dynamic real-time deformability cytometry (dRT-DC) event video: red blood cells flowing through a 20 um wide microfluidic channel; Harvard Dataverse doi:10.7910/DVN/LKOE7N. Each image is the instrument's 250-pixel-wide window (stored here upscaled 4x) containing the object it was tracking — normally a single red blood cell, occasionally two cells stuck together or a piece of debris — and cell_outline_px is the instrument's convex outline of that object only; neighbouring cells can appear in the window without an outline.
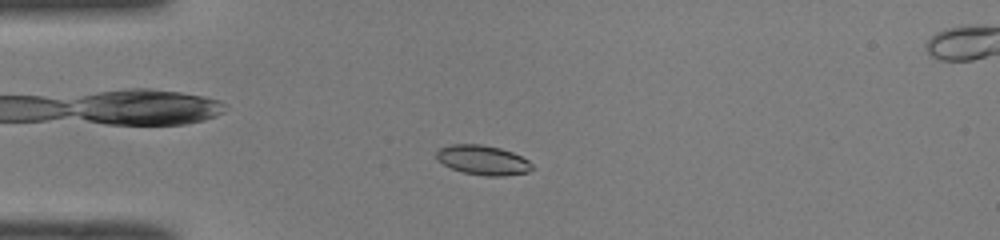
{"species": "common noctule bat (a hibernating species)", "species_latin": "Nyctalus noctula", "temperature_condition": "room temperature", "stored_images_in_passage": 47, "camera_frame_rate_fps": 3000, "um_per_image_px": 0.085, "animal": {"sex": "male", "body_mass_g": 19.0, "forearm_length_mm": 50.8}, "frame": {"image": 1, "passage_image": 10, "time_ms": 3.0, "image_size_px": [1000, 240], "cell_outline_px": [[536, 168], [528, 172], [504, 176], [484, 176], [464, 172], [452, 168], [436, 160], [436, 152], [440, 148], [448, 144], [480, 144], [500, 148], [512, 152], [528, 160]], "centroid_in_image_um": [41.05, 13.61], "position_along_channel_um": 43.9, "area_um2": 16.59}}
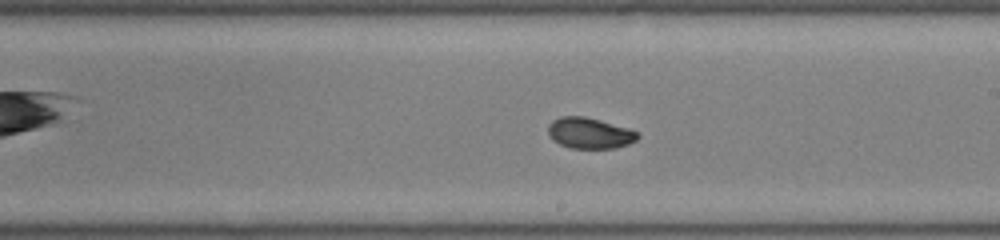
{"frame": {"image": 2, "passage_image": 26, "time_ms": 8.333, "image_size_px": [1000, 240], "cell_outline_px": [[640, 136], [636, 140], [628, 144], [616, 148], [568, 148], [552, 140], [548, 132], [548, 124], [552, 120], [560, 116], [584, 116], [600, 120], [628, 128], [636, 132]], "centroid_in_image_um": [50.09, 11.31], "position_along_channel_um": 238.9, "area_um2": 16.18}}
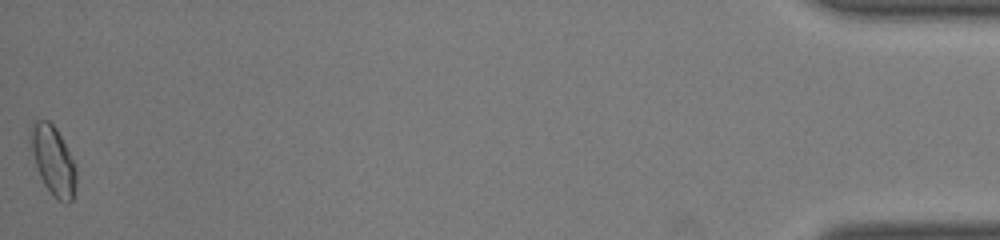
{"frame": {"image": 3, "passage_image": 47, "time_ms": 15.333, "image_size_px": [1000, 240], "cell_outline_px": [[76, 180], [72, 200], [68, 204], [64, 204], [56, 200], [52, 196], [44, 184], [40, 176], [36, 164], [32, 148], [32, 120], [48, 120], [56, 128], [76, 168]], "centroid_in_image_um": [4.54, 13.71], "position_along_channel_um": 430.7, "area_um2": 17.8}, "authors_computed_cell_mechanics": {"area_um2": 16.4152, "velocity_mm_per_s": 4.0788, "shape_relaxation_time_tau1_ms": 1.8662, "shape_relaxation_time_tau2_ms": 1.4734, "deformation_change_tau1": 0.1153, "deformation_change_tau2": 0.0423}}